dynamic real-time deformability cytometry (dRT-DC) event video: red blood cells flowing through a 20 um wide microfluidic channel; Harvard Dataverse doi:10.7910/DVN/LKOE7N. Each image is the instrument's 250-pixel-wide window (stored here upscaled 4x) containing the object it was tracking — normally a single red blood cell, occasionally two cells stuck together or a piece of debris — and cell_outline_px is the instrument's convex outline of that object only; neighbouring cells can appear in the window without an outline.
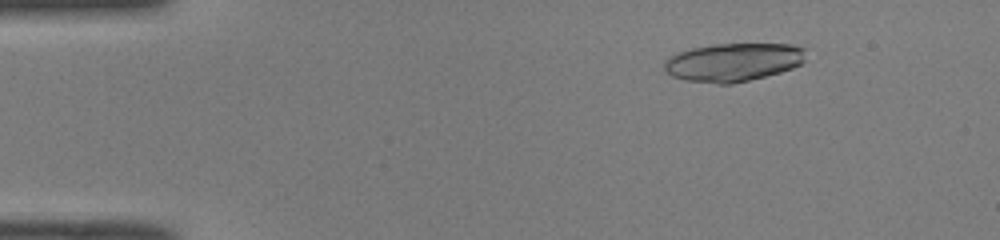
{"species": "common noctule bat (a hibernating species)", "species_latin": "Nyctalus noctula", "temperature_condition": "room temperature", "stored_images_in_passage": 49, "camera_frame_rate_fps": 3000, "um_per_image_px": 0.085, "animal": {"sex": "male", "body_mass_g": 19.0, "forearm_length_mm": 50.8}, "frame": {"image": 1, "passage_image": 7, "time_ms": 2.0, "image_size_px": [1000, 240], "cell_outline_px": [[804, 60], [800, 64], [792, 68], [780, 72], [732, 84], [716, 84], [684, 80], [672, 76], [664, 68], [664, 60], [668, 56], [692, 48], [716, 44], [792, 44], [804, 48]], "centroid_in_image_um": [62.3, 5.29], "position_along_channel_um": 22.7, "area_um2": 31.5}}